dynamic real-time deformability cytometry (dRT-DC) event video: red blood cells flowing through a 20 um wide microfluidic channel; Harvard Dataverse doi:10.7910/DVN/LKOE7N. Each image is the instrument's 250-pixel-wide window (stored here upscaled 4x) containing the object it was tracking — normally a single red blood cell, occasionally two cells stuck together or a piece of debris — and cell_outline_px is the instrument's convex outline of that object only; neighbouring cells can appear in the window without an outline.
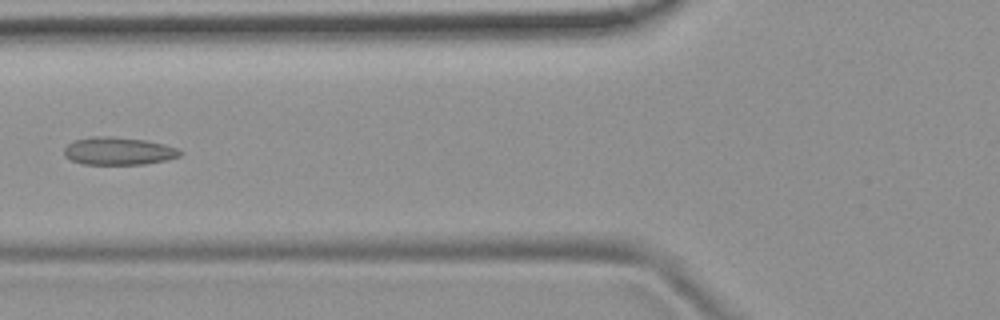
{"species": "common noctule bat (a hibernating species)", "species_latin": "Nyctalus noctula", "temperature_condition": "room temperature", "stored_images_in_passage": 6, "camera_frame_rate_fps": 3000, "um_per_image_px": 0.085, "animal": {"sex": "female", "body_mass_g": 19.9}, "frame": {"image": 1, "passage_image": 6, "time_ms": 5.667, "image_size_px": [1000, 320], "cell_outline_px": [[184, 152], [180, 156], [168, 160], [144, 164], [80, 164], [64, 156], [64, 148], [68, 144], [76, 140], [92, 136], [112, 136], [144, 140], [164, 144], [180, 148]], "centroid_in_image_um": [10.11, 12.84], "position_along_channel_um": 115.7, "area_um2": 18.9}}